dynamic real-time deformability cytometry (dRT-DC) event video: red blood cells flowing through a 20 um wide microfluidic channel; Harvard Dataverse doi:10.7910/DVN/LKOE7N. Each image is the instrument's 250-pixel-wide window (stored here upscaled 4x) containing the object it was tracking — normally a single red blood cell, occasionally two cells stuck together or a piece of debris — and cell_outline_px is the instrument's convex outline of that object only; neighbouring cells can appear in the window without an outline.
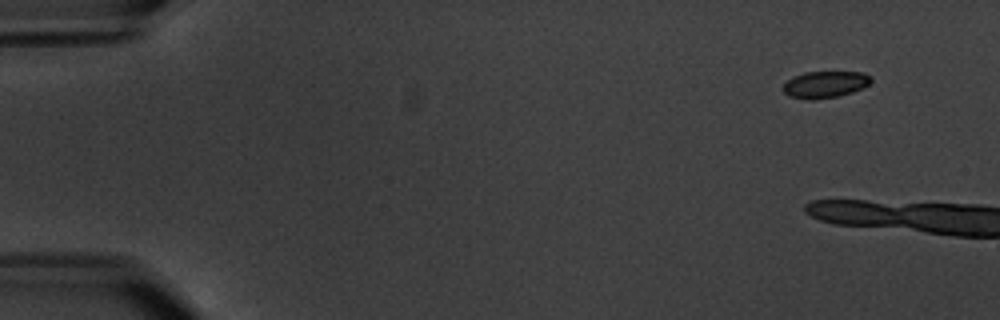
{"species": "common noctule bat (a hibernating species)", "species_latin": "Nyctalus noctula", "temperature_condition": "warm", "stored_images_in_passage": 7, "camera_frame_rate_fps": 3000, "um_per_image_px": 0.085, "animal": {"sex": "male", "body_mass_g": 20.1, "forearm_length_mm": 53.5}, "frame": {"image": 1, "passage_image": 2, "time_ms": 1.0, "image_size_px": [1000, 320], "cell_outline_px": [[872, 80], [868, 84], [852, 92], [836, 96], [812, 100], [788, 96], [784, 92], [784, 84], [788, 80], [804, 72], [864, 72], [872, 76]], "centroid_in_image_um": [70.14, 7.17], "position_along_channel_um": 14.9, "area_um2": 13.47}}